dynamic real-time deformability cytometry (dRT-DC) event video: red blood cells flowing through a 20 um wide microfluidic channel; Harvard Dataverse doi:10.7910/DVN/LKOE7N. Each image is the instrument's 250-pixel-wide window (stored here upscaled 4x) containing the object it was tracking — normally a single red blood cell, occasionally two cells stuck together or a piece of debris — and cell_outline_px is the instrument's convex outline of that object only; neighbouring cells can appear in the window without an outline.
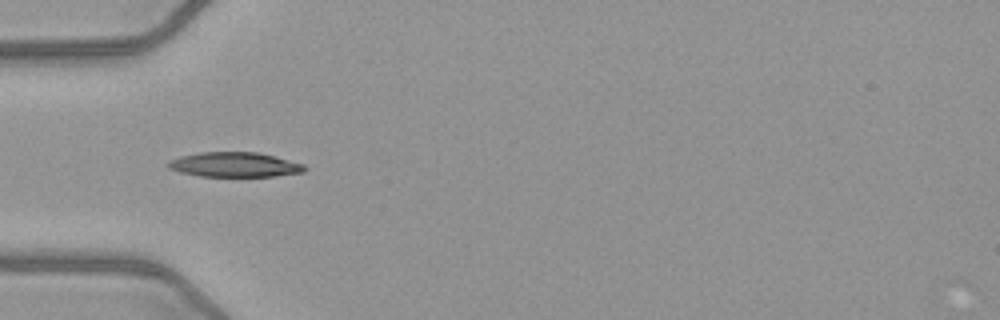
{"species": "common noctule bat (a hibernating species)", "species_latin": "Nyctalus noctula", "temperature_condition": "warm", "stored_images_in_passage": 39, "camera_frame_rate_fps": 3000, "um_per_image_px": 0.085, "animal": {"sex": "female", "body_mass_g": 21.9}, "frame": {"image": 1, "passage_image": 5, "time_ms": 1.333, "image_size_px": [1000, 320], "cell_outline_px": [[308, 168], [304, 172], [276, 176], [200, 176], [180, 172], [168, 168], [164, 164], [168, 160], [180, 156], [200, 152], [256, 152], [304, 164]], "centroid_in_image_um": [19.9, 14.0], "position_along_channel_um": 65.1, "area_um2": 19.71}}
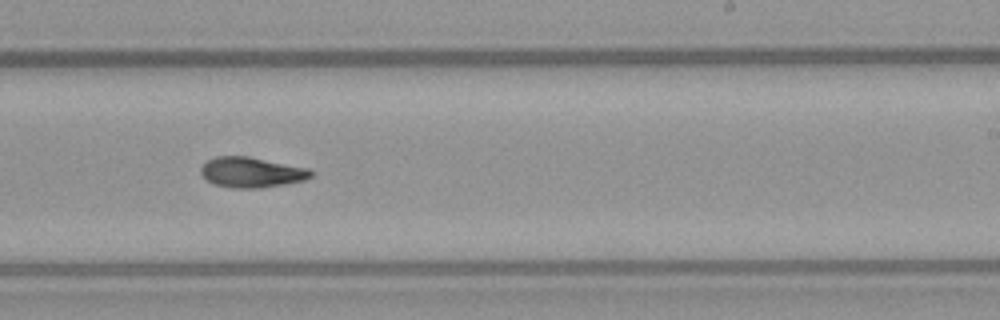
{"frame": {"image": 2, "passage_image": 20, "time_ms": 6.333, "image_size_px": [1000, 320], "cell_outline_px": [[312, 176], [304, 180], [284, 184], [260, 188], [232, 188], [212, 184], [200, 172], [200, 168], [208, 160], [216, 156], [248, 156], [308, 168], [312, 172]], "centroid_in_image_um": [21.36, 14.65], "position_along_channel_um": 267.6, "area_um2": 19.36}}
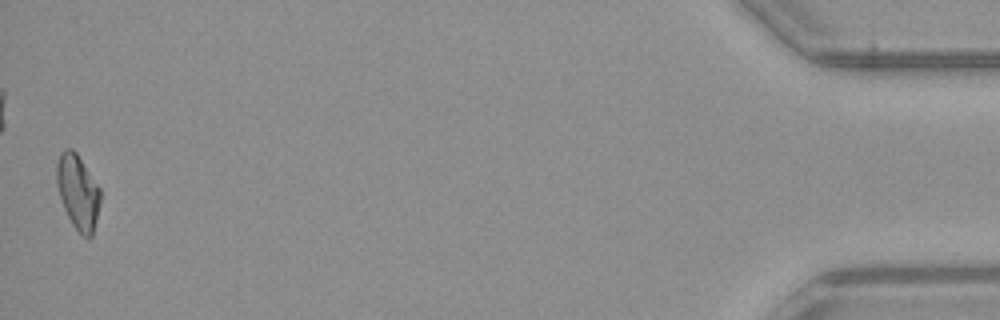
{"frame": {"image": 3, "passage_image": 39, "time_ms": 12.667, "image_size_px": [1000, 320], "cell_outline_px": [[100, 200], [96, 220], [92, 236], [84, 236], [72, 224], [64, 208], [56, 184], [56, 164], [60, 152], [64, 148], [72, 148], [76, 152], [100, 188]], "centroid_in_image_um": [6.6, 16.26], "position_along_channel_um": 428.6, "area_um2": 18.79}, "authors_computed_cell_mechanics": {"area_um2": 19.3052, "velocity_mm_per_s": 4.0573, "shape_relaxation_time_tau1_ms": 6.4024, "shape_relaxation_time_tau2_ms": 9.4558, "deformation_change_tau1": 0.1909, "deformation_change_tau2": 0.1766}}